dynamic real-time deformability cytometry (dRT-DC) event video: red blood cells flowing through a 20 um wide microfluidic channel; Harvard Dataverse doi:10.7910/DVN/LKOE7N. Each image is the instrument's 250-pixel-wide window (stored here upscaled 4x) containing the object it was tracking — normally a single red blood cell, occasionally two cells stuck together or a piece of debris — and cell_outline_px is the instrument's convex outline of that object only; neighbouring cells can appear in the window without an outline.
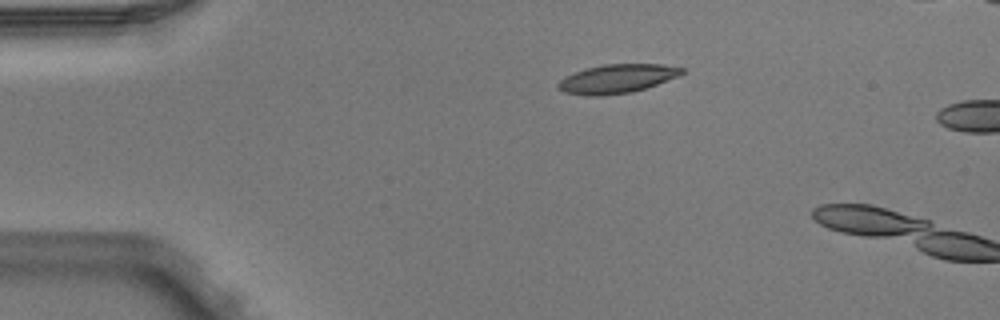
{"species": "Egyptian fruit bat (a non-hibernating species)", "species_latin": "Rousettus aegyptiacus", "temperature_condition": "warm", "stored_images_in_passage": 5, "camera_frame_rate_fps": 3000, "um_per_image_px": 0.085, "animal": {"sex": "male"}, "frame": {"image": 1, "passage_image": 4, "time_ms": 1.0, "image_size_px": [1000, 320], "cell_outline_px": [[684, 72], [680, 76], [632, 92], [604, 96], [584, 96], [564, 92], [556, 88], [556, 84], [564, 76], [584, 68], [604, 64], [664, 64], [684, 68]], "centroid_in_image_um": [52.4, 6.69], "position_along_channel_um": 32.6, "area_um2": 21.1}}